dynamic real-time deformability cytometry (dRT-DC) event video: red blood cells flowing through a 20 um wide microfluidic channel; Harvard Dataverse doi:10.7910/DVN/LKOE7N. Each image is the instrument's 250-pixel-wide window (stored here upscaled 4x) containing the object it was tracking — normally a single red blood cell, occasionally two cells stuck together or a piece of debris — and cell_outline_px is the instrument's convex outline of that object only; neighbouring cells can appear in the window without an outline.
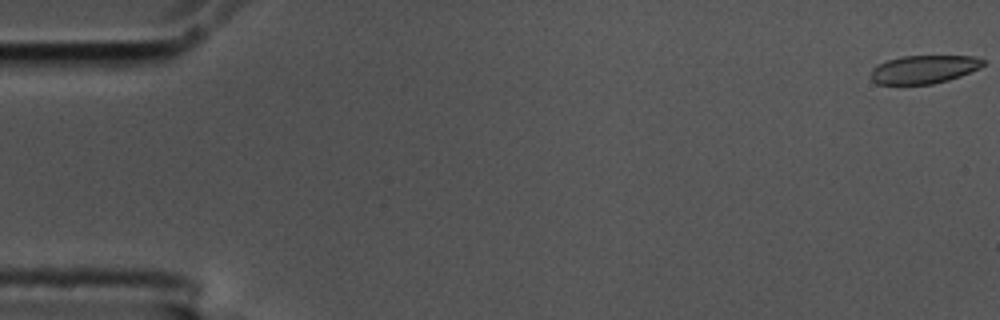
{"species": "common noctule bat (a hibernating species)", "species_latin": "Nyctalus noctula", "temperature_condition": "cold", "stored_images_in_passage": 9, "camera_frame_rate_fps": 3000, "um_per_image_px": 0.085, "animal": {"sex": "male", "body_mass_g": 17.5, "forearm_length_mm": 52.3}, "frame": {"image": 1, "passage_image": 1, "time_ms": 0.0, "image_size_px": [1000, 320], "cell_outline_px": [[984, 64], [980, 68], [960, 76], [948, 80], [932, 84], [876, 84], [872, 80], [872, 68], [876, 64], [900, 56], [976, 56], [984, 60]], "centroid_in_image_um": [78.53, 5.89], "position_along_channel_um": 6.5, "area_um2": 18.5}}